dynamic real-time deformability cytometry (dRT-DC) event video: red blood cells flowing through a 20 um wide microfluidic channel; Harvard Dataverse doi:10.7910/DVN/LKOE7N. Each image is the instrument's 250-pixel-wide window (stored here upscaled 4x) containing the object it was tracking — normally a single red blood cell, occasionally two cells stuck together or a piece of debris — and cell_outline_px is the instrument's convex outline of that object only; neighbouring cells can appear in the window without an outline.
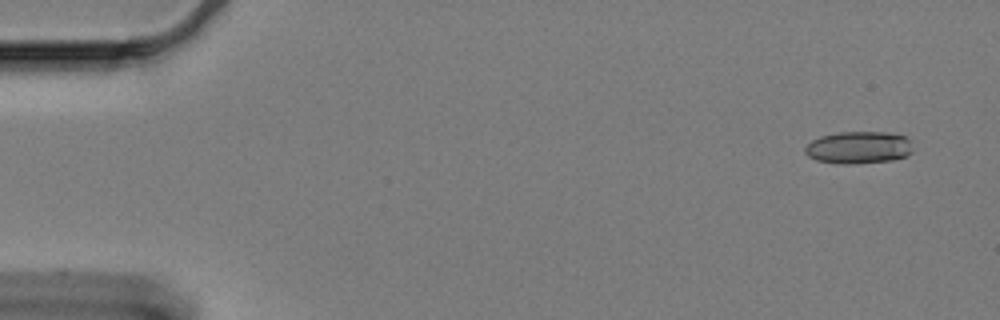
{"species": "Egyptian fruit bat (a non-hibernating species)", "species_latin": "Rousettus aegyptiacus", "temperature_condition": "cold", "stored_images_in_passage": 59, "camera_frame_rate_fps": 3000, "um_per_image_px": 0.085, "animal": {"sex": "female"}, "frame": {"image": 1, "passage_image": 1, "time_ms": 0.0, "image_size_px": [1000, 320], "cell_outline_px": [[912, 152], [904, 156], [892, 160], [848, 164], [840, 164], [816, 160], [808, 156], [804, 152], [804, 148], [812, 140], [820, 136], [840, 132], [888, 132], [904, 136], [908, 140]], "centroid_in_image_um": [72.93, 12.54], "position_along_channel_um": 12.1, "area_um2": 20.11}}
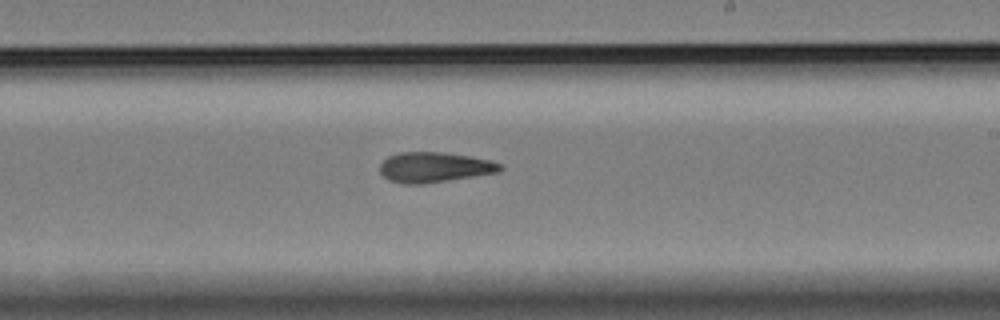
{"frame": {"image": 2, "passage_image": 34, "time_ms": 11.0, "image_size_px": [1000, 320], "cell_outline_px": [[504, 168], [500, 172], [424, 184], [404, 184], [388, 180], [380, 172], [380, 164], [388, 156], [400, 152], [440, 152], [468, 156], [492, 160], [500, 164]], "centroid_in_image_um": [36.92, 14.22], "position_along_channel_um": 252.1, "area_um2": 21.21}}
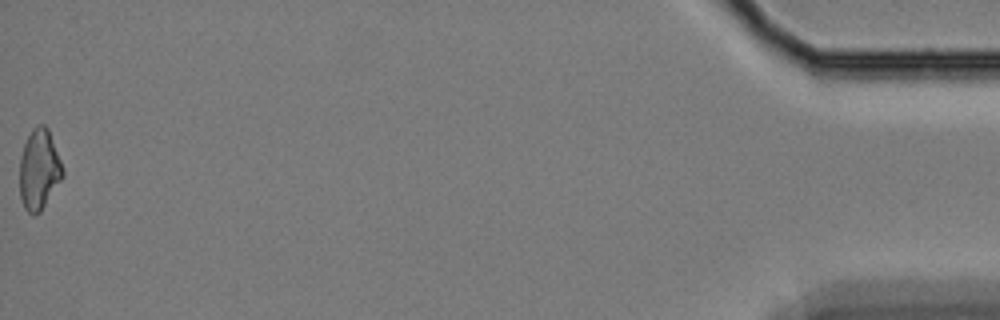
{"frame": {"image": 3, "passage_image": 59, "time_ms": 19.333, "image_size_px": [1000, 320], "cell_outline_px": [[64, 176], [40, 212], [28, 212], [24, 208], [20, 196], [20, 156], [24, 144], [32, 128], [40, 124], [44, 124], [48, 128], [64, 168]], "centroid_in_image_um": [3.33, 14.38], "position_along_channel_um": 431.9, "area_um2": 20.11}, "authors_computed_cell_mechanics": {"area_um2": 20.6924, "velocity_mm_per_s": 3.2771, "shape_relaxation_time_tau1_ms": 4.9973, "shape_relaxation_time_tau2_ms": 5.5713, "deformation_change_tau1": 0.1393, "deformation_change_tau2": 0.154}}